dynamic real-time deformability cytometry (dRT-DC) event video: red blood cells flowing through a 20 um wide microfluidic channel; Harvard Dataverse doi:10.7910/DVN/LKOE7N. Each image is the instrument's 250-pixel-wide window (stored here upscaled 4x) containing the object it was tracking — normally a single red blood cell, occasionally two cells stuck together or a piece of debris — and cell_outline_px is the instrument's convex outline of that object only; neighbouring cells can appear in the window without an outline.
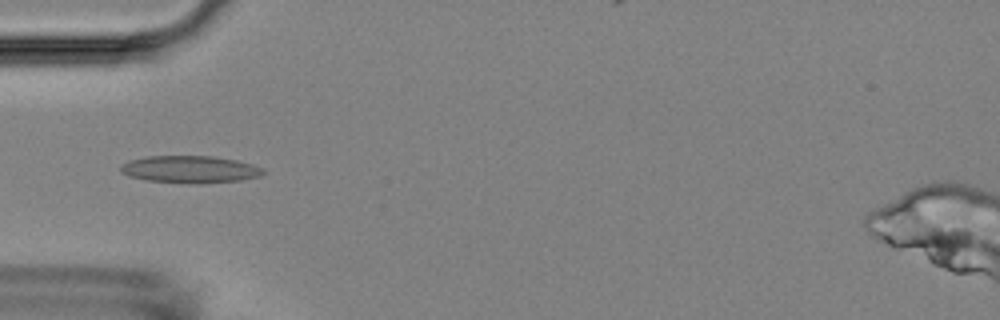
{"species": "Egyptian fruit bat (a non-hibernating species)", "species_latin": "Rousettus aegyptiacus", "temperature_condition": "room temperature", "stored_images_in_passage": 39, "camera_frame_rate_fps": 3000, "um_per_image_px": 0.085, "animal": {"sex": "female"}, "frame": {"image": 1, "passage_image": 1, "time_ms": 0.0, "image_size_px": [1000, 320], "cell_outline_px": [[264, 172], [260, 176], [240, 180], [196, 184], [192, 184], [144, 180], [128, 176], [120, 172], [120, 164], [128, 160], [144, 156], [212, 156], [236, 160], [252, 164], [260, 168]], "centroid_in_image_um": [16.06, 14.39], "position_along_channel_um": 68.9, "area_um2": 22.77}}
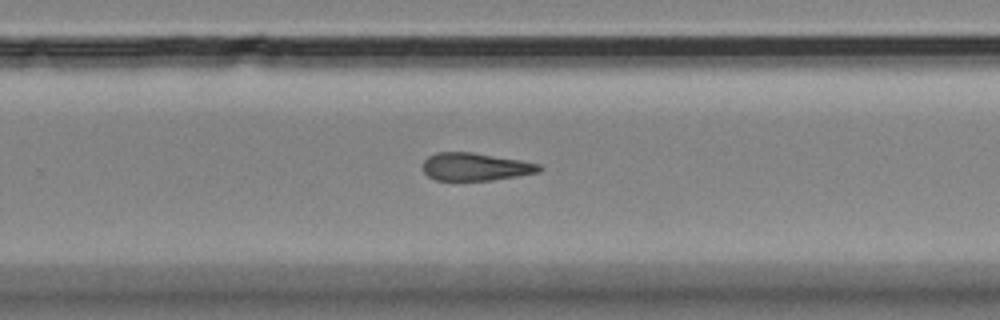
{"frame": {"image": 2, "passage_image": 19, "time_ms": 6.0, "image_size_px": [1000, 320], "cell_outline_px": [[544, 168], [540, 172], [492, 180], [436, 180], [428, 176], [424, 172], [424, 160], [428, 156], [436, 152], [472, 152], [520, 160], [540, 164]], "centroid_in_image_um": [40.42, 14.17], "position_along_channel_um": 289.4, "area_um2": 18.79}}
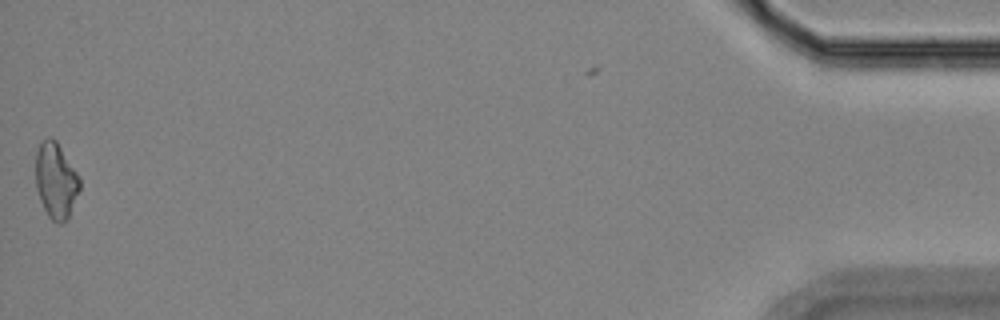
{"frame": {"image": 3, "passage_image": 38, "time_ms": 12.333, "image_size_px": [1000, 320], "cell_outline_px": [[80, 188], [68, 216], [60, 224], [56, 224], [48, 216], [40, 200], [36, 188], [36, 152], [40, 140], [48, 136], [52, 136], [56, 140], [76, 172], [80, 180]], "centroid_in_image_um": [4.72, 15.31], "position_along_channel_um": 430.5, "area_um2": 19.31}}